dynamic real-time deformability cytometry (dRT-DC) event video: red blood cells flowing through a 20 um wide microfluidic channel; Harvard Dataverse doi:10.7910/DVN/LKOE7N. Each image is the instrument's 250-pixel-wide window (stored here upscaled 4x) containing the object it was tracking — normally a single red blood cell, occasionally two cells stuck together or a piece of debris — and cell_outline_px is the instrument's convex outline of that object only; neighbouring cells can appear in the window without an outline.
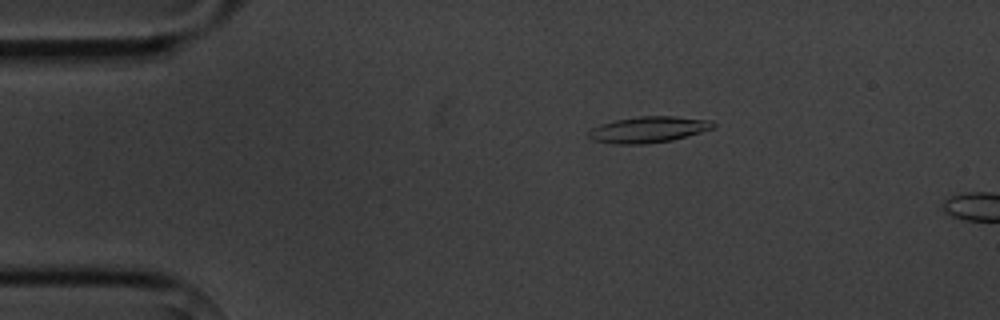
{"species": "common noctule bat (a hibernating species)", "species_latin": "Nyctalus noctula", "temperature_condition": "cold", "stored_images_in_passage": 4, "camera_frame_rate_fps": 3000, "um_per_image_px": 0.085, "animal": {"sex": "male", "body_mass_g": 20.1, "forearm_length_mm": 53.5}, "frame": {"image": 1, "passage_image": 3, "time_ms": 2.333, "image_size_px": [1000, 320], "cell_outline_px": [[716, 128], [672, 140], [644, 144], [616, 144], [592, 140], [588, 136], [588, 132], [592, 128], [600, 124], [616, 120], [640, 116], [676, 116], [712, 120], [716, 124]], "centroid_in_image_um": [55.15, 11.01], "position_along_channel_um": 29.8, "area_um2": 19.07}}